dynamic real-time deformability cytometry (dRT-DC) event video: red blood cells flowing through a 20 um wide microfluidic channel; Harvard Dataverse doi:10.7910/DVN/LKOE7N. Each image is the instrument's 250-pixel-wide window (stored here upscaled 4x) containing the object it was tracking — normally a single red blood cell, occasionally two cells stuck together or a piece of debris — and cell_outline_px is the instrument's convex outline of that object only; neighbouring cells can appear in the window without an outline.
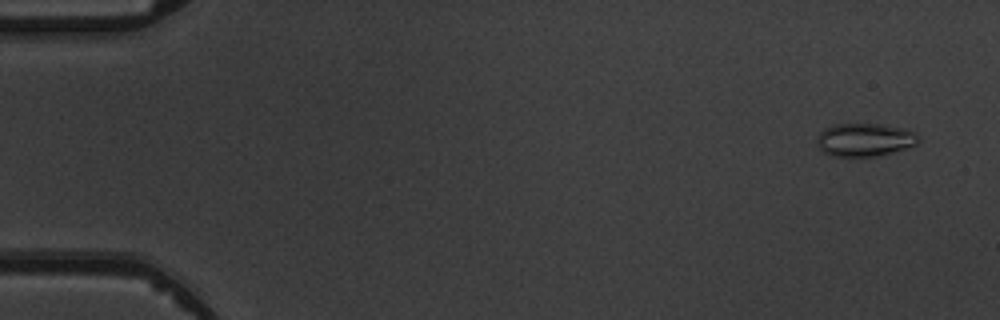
{"species": "common noctule bat (a hibernating species)", "species_latin": "Nyctalus noctula", "temperature_condition": "warm", "stored_images_in_passage": 5, "camera_frame_rate_fps": 3000, "um_per_image_px": 0.085, "animal": {"sex": "male", "body_mass_g": 19.5, "forearm_length_mm": 54.6}, "frame": {"image": 1, "passage_image": 1, "time_ms": 0.0, "image_size_px": [1000, 320], "cell_outline_px": [[920, 140], [916, 144], [904, 148], [876, 156], [832, 156], [824, 152], [816, 144], [816, 136], [824, 128], [832, 124], [880, 124], [904, 128], [912, 132]], "centroid_in_image_um": [73.42, 11.87], "position_along_channel_um": 11.6, "area_um2": 19.42}}